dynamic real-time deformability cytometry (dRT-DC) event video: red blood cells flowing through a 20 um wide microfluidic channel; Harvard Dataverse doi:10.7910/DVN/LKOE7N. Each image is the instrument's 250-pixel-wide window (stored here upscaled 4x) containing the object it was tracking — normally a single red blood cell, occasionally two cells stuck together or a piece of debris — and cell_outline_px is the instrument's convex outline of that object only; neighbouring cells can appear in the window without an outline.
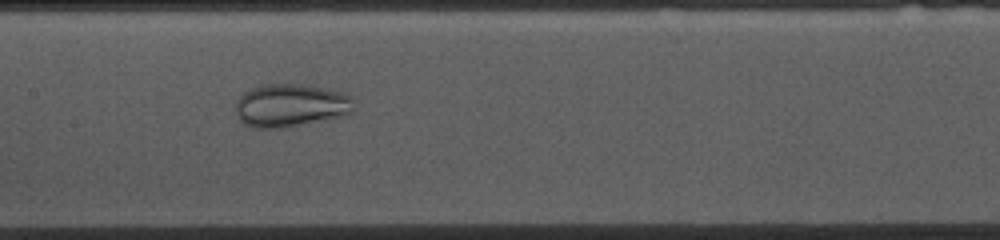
{"species": "common noctule bat (a hibernating species)", "species_latin": "Nyctalus noctula", "temperature_condition": "cold", "stored_images_in_passage": 41, "camera_frame_rate_fps": 3000, "um_per_image_px": 0.085, "animal": {"sex": "female", "body_mass_g": 10.0, "forearm_length_mm": 53.1}, "frame": {"image": 1, "passage_image": 12, "time_ms": 3.667, "image_size_px": [1000, 240], "cell_outline_px": [[352, 112], [344, 116], [284, 128], [252, 128], [244, 124], [236, 116], [236, 100], [244, 92], [252, 88], [264, 84], [304, 84], [348, 92], [352, 100]], "centroid_in_image_um": [24.71, 8.96], "position_along_channel_um": 182.7, "area_um2": 30.06}}
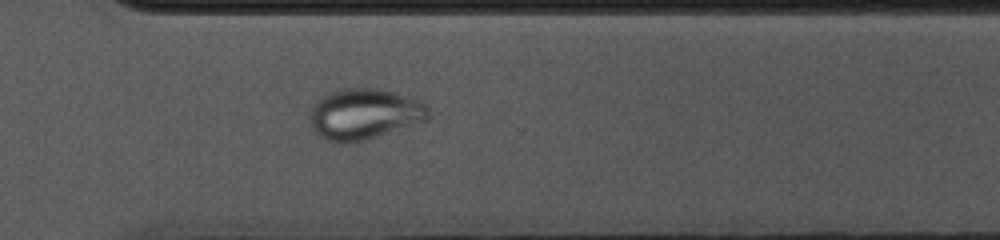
{"frame": {"image": 2, "passage_image": 25, "time_ms": 8.0, "image_size_px": [1000, 240], "cell_outline_px": [[428, 120], [368, 140], [348, 144], [340, 144], [328, 140], [320, 136], [312, 128], [312, 104], [324, 96], [332, 92], [344, 88], [380, 88], [420, 100], [428, 108]], "centroid_in_image_um": [30.99, 9.71], "position_along_channel_um": 339.6, "area_um2": 35.14}}
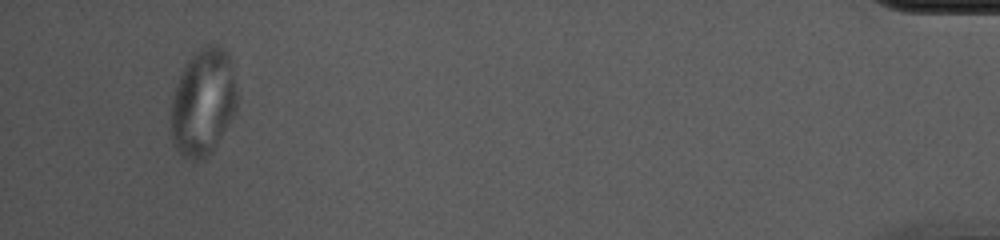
{"frame": {"image": 3, "passage_image": 38, "time_ms": 12.333, "image_size_px": [1000, 240], "cell_outline_px": [[236, 108], [232, 116], [212, 148], [200, 160], [192, 160], [184, 156], [176, 148], [172, 140], [172, 100], [176, 84], [180, 72], [192, 56], [204, 44], [216, 44], [228, 52], [236, 84]], "centroid_in_image_um": [17.26, 8.62], "position_along_channel_um": 417.9, "area_um2": 40.29}}